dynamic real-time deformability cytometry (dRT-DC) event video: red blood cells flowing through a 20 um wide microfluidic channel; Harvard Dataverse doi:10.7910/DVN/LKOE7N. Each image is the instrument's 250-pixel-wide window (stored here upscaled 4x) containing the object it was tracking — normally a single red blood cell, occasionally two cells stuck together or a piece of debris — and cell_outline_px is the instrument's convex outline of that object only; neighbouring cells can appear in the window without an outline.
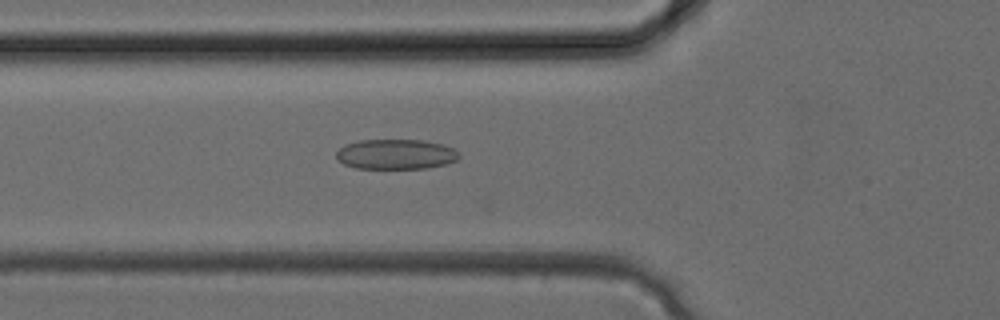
{"species": "common noctule bat (a hibernating species)", "species_latin": "Nyctalus noctula", "temperature_condition": "cold", "stored_images_in_passage": 26, "camera_frame_rate_fps": 3000, "um_per_image_px": 0.085, "animal": {"sex": "female", "body_mass_g": 24.6, "forearm_length_mm": 56.2}, "frame": {"image": 1, "passage_image": 4, "time_ms": 1.0, "image_size_px": [1000, 320], "cell_outline_px": [[460, 156], [456, 160], [448, 164], [428, 168], [356, 168], [344, 164], [336, 160], [336, 152], [344, 144], [360, 140], [424, 140], [444, 144], [456, 148], [460, 152]], "centroid_in_image_um": [33.68, 13.1], "position_along_channel_um": 92.1, "area_um2": 21.85}}
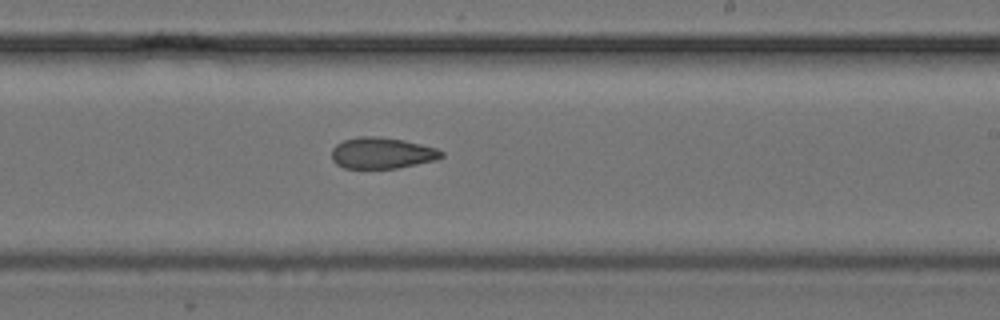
{"frame": {"image": 2, "passage_image": 12, "time_ms": 3.667, "image_size_px": [1000, 320], "cell_outline_px": [[444, 156], [436, 160], [396, 168], [344, 168], [336, 164], [332, 160], [332, 148], [336, 144], [344, 140], [356, 136], [376, 136], [404, 140], [436, 148], [444, 152]], "centroid_in_image_um": [32.45, 13.0], "position_along_channel_um": 256.6, "area_um2": 20.0}}
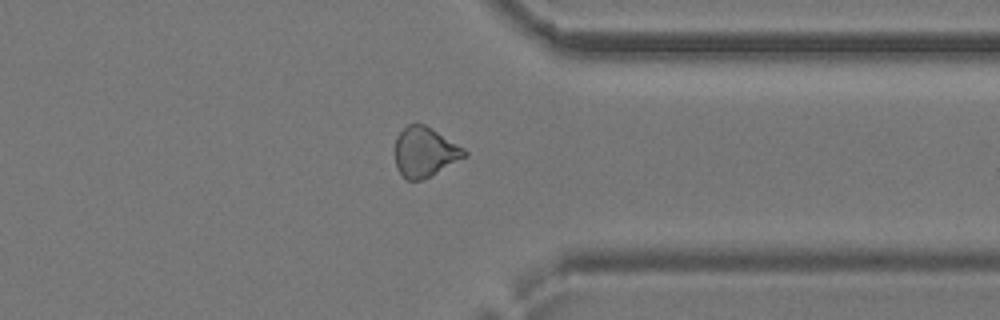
{"frame": {"image": 3, "passage_image": 18, "time_ms": 5.667, "image_size_px": [1000, 320], "cell_outline_px": [[468, 156], [420, 180], [408, 180], [396, 168], [396, 136], [408, 124], [424, 124], [464, 148], [468, 152]], "centroid_in_image_um": [36.12, 12.91], "position_along_channel_um": 375.3, "area_um2": 19.71}}